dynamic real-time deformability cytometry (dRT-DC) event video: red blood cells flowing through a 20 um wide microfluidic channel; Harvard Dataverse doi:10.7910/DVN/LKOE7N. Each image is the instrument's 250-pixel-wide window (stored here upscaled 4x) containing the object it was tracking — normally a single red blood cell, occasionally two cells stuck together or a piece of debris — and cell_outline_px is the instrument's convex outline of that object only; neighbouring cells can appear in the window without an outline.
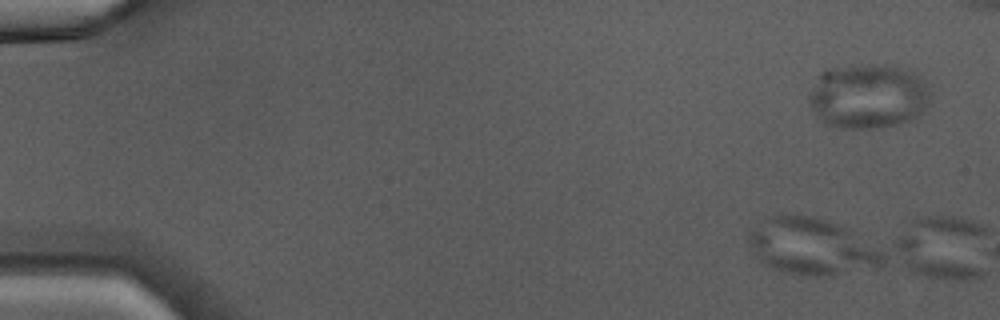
{"species": "Egyptian fruit bat (a non-hibernating species)", "species_latin": "Rousettus aegyptiacus", "temperature_condition": "warm", "stored_images_in_passage": 2, "camera_frame_rate_fps": 3000, "um_per_image_px": 0.085, "animal": {"sex": "male"}, "frame": {"image": 1, "passage_image": 1, "time_ms": 0.0, "image_size_px": [1000, 320], "cell_outline_px": [[932, 100], [920, 116], [912, 120], [880, 128], [840, 128], [828, 124], [820, 120], [808, 104], [808, 92], [820, 76], [824, 72], [836, 68], [868, 64], [896, 64], [920, 72], [928, 84], [932, 92]], "centroid_in_image_um": [73.91, 8.16], "position_along_channel_um": 11.1, "area_um2": 46.99}}